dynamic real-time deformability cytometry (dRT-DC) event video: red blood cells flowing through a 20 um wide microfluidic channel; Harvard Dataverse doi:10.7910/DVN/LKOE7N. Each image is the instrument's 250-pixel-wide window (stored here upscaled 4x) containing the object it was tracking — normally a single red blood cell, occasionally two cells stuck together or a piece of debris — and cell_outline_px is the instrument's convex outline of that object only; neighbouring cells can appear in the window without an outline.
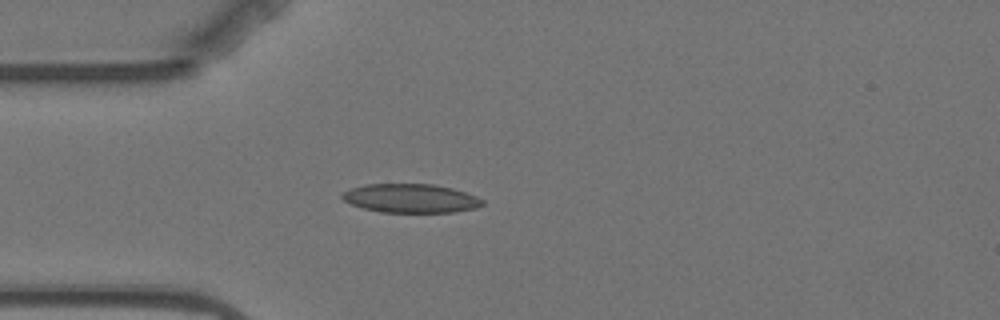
{"species": "Egyptian fruit bat (a non-hibernating species)", "species_latin": "Rousettus aegyptiacus", "temperature_condition": "warm", "stored_images_in_passage": 2, "camera_frame_rate_fps": 3000, "um_per_image_px": 0.085, "animal": {"sex": "female"}, "frame": {"image": 1, "passage_image": 1, "time_ms": 0.0, "image_size_px": [1000, 320], "cell_outline_px": [[484, 204], [476, 208], [452, 212], [380, 212], [364, 208], [352, 204], [344, 200], [340, 196], [344, 192], [352, 188], [364, 184], [432, 184], [452, 188], [476, 196], [484, 200]], "centroid_in_image_um": [34.92, 16.85], "position_along_channel_um": 50.1, "area_um2": 23.41}}